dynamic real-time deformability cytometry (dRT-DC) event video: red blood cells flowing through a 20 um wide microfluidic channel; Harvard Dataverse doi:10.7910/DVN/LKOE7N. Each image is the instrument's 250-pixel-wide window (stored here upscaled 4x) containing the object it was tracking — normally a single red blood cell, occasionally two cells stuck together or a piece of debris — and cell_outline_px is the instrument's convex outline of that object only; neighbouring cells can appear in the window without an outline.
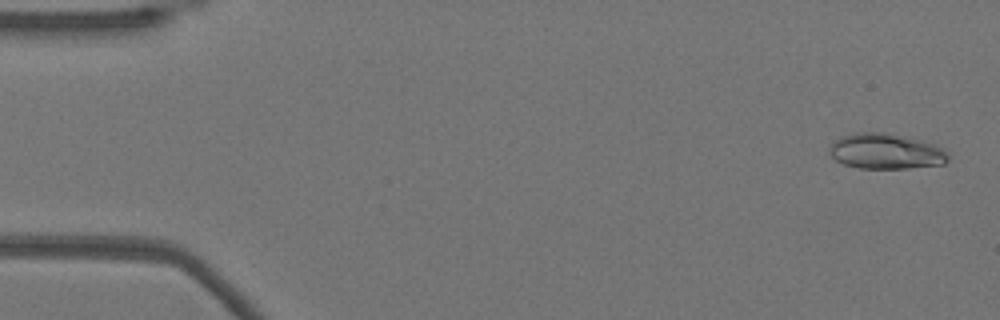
{"species": "Egyptian fruit bat (a non-hibernating species)", "species_latin": "Rousettus aegyptiacus", "temperature_condition": "warm", "stored_images_in_passage": 25, "camera_frame_rate_fps": 3000, "um_per_image_px": 0.085, "animal": {"sex": "female"}, "frame": {"image": 1, "passage_image": 2, "time_ms": 0.333, "image_size_px": [1000, 320], "cell_outline_px": [[948, 160], [944, 164], [908, 168], [860, 168], [844, 164], [836, 160], [828, 152], [832, 144], [836, 140], [844, 136], [856, 132], [884, 132], [920, 140], [944, 148], [948, 152]], "centroid_in_image_um": [75.32, 12.87], "position_along_channel_um": 9.7, "area_um2": 24.33}}
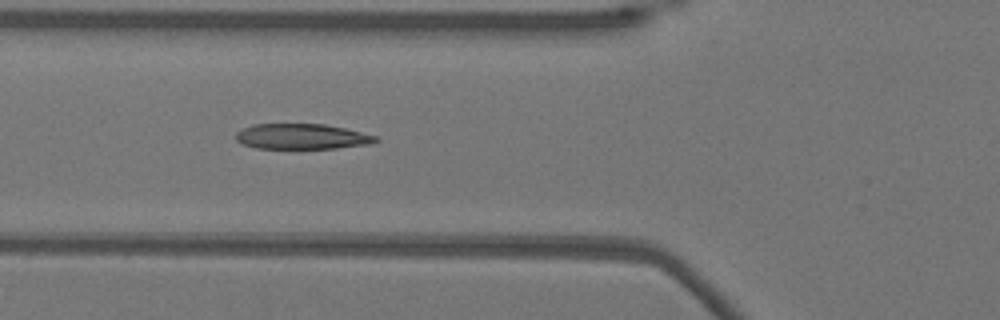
{"frame": {"image": 2, "passage_image": 19, "time_ms": 6.0, "image_size_px": [1000, 320], "cell_outline_px": [[380, 140], [368, 144], [336, 148], [256, 148], [240, 144], [236, 140], [236, 132], [252, 124], [324, 124], [344, 128], [380, 136]], "centroid_in_image_um": [25.66, 11.6], "position_along_channel_um": 100.1, "area_um2": 20.75}}
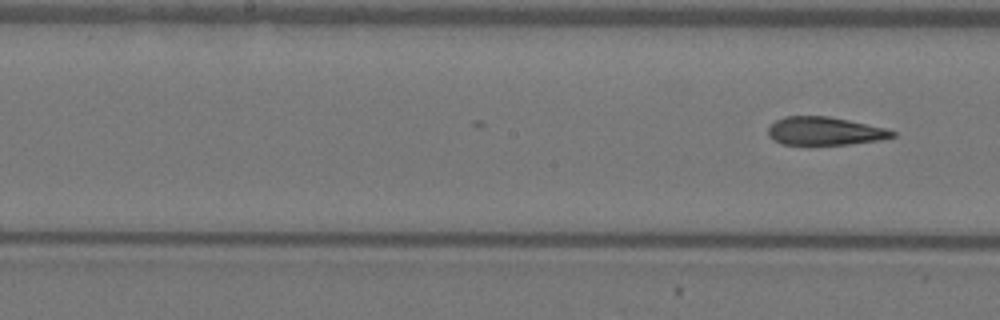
{"frame": {"image": 3, "passage_image": 25, "time_ms": 8.0, "image_size_px": [1000, 320], "cell_outline_px": [[896, 136], [880, 140], [848, 144], [808, 148], [780, 144], [772, 140], [768, 136], [768, 128], [776, 120], [784, 116], [828, 116], [848, 120], [884, 128], [896, 132]], "centroid_in_image_um": [70.02, 11.2], "position_along_channel_um": 178.2, "area_um2": 21.27}}